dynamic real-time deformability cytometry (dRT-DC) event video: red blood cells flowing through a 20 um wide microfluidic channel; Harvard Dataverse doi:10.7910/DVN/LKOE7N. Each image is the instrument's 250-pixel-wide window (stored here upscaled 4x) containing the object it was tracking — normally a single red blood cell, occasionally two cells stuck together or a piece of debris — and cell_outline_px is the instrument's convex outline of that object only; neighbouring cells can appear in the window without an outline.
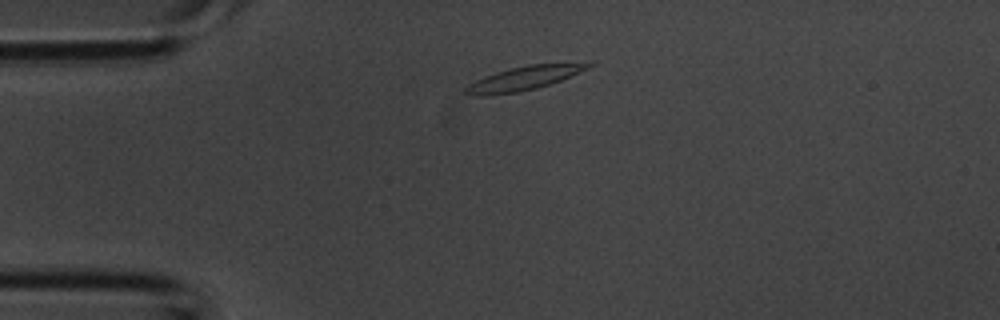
{"species": "common noctule bat (a hibernating species)", "species_latin": "Nyctalus noctula", "temperature_condition": "room temperature", "stored_images_in_passage": 1, "camera_frame_rate_fps": 3000, "um_per_image_px": 0.085, "animal": {"sex": "male", "body_mass_g": 20.1, "forearm_length_mm": 53.5}, "frame": {"image": 1, "passage_image": 1, "time_ms": 0.0, "image_size_px": [1000, 320], "cell_outline_px": [[596, 64], [588, 68], [560, 80], [536, 88], [516, 92], [488, 96], [472, 96], [464, 92], [464, 88], [468, 84], [484, 76], [496, 72], [528, 64], [592, 60]], "centroid_in_image_um": [44.61, 6.61], "position_along_channel_um": 40.4, "area_um2": 17.57}}